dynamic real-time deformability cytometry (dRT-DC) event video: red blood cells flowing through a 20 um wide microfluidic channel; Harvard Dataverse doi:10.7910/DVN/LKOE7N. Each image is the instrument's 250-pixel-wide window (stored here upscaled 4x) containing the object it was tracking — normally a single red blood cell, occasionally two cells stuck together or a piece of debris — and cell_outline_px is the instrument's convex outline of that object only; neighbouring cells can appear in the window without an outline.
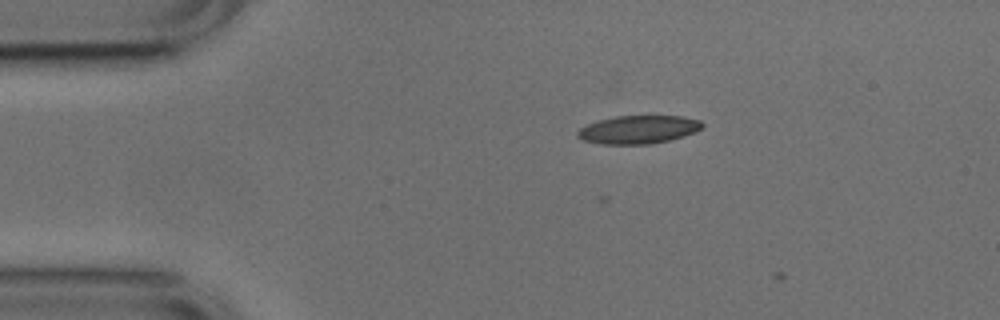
{"species": "common noctule bat (a hibernating species)", "species_latin": "Nyctalus noctula", "temperature_condition": "cold", "stored_images_in_passage": 2, "camera_frame_rate_fps": 3000, "um_per_image_px": 0.085, "animal": {"sex": "male", "body_mass_g": 17.9, "forearm_length_mm": 54.2}, "frame": {"image": 1, "passage_image": 1, "time_ms": 0.0, "image_size_px": [1000, 320], "cell_outline_px": [[704, 128], [684, 136], [652, 144], [600, 144], [584, 140], [576, 136], [576, 132], [580, 128], [588, 124], [600, 120], [616, 116], [684, 116], [700, 120], [704, 124]], "centroid_in_image_um": [54.29, 11.01], "position_along_channel_um": 30.7, "area_um2": 20.52}}